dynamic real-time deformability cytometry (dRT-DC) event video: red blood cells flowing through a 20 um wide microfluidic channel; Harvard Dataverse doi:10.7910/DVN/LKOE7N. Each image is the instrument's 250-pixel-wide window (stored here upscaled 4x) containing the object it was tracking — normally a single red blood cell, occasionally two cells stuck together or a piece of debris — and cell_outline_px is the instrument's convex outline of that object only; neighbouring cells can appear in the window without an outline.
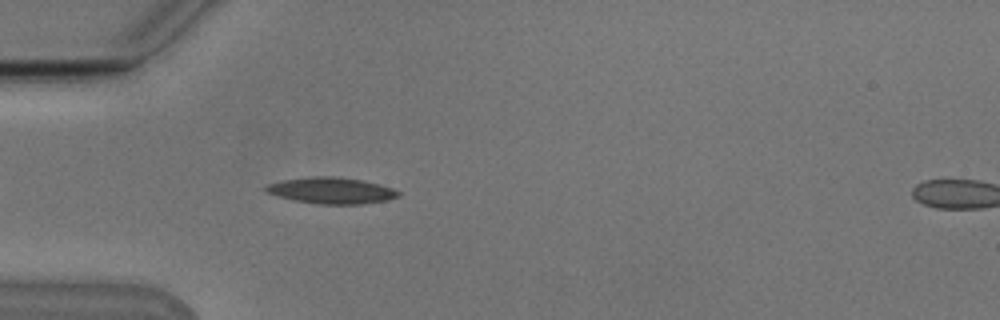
{"species": "Egyptian fruit bat (a non-hibernating species)", "species_latin": "Rousettus aegyptiacus", "temperature_condition": "cold", "stored_images_in_passage": 44, "camera_frame_rate_fps": 3000, "um_per_image_px": 0.085, "animal": {"sex": "male"}, "frame": {"image": 1, "passage_image": 6, "time_ms": 1.667, "image_size_px": [1000, 320], "cell_outline_px": [[400, 196], [388, 200], [360, 204], [320, 204], [292, 200], [276, 196], [268, 192], [264, 188], [268, 184], [284, 180], [312, 176], [336, 176], [360, 180], [392, 188], [400, 192]], "centroid_in_image_um": [28.16, 16.2], "position_along_channel_um": 56.8, "area_um2": 20.11}}
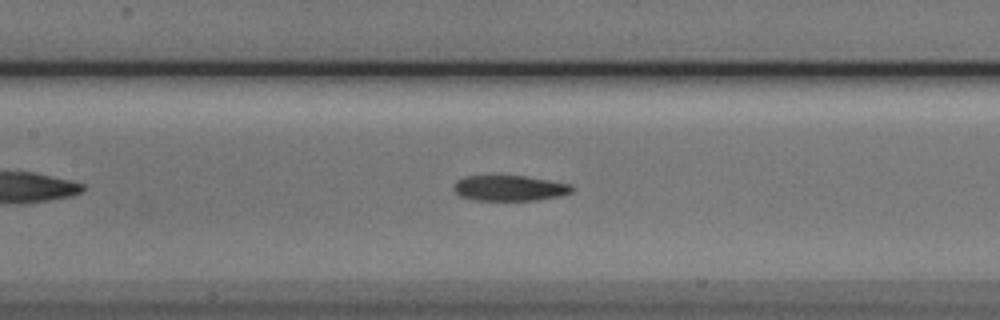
{"frame": {"image": 2, "passage_image": 15, "time_ms": 4.667, "image_size_px": [1000, 320], "cell_outline_px": [[576, 188], [572, 192], [560, 196], [536, 200], [476, 200], [460, 196], [452, 188], [456, 180], [464, 176], [524, 176], [552, 180], [572, 184]], "centroid_in_image_um": [43.35, 15.98], "position_along_channel_um": 164.0, "area_um2": 17.74}}
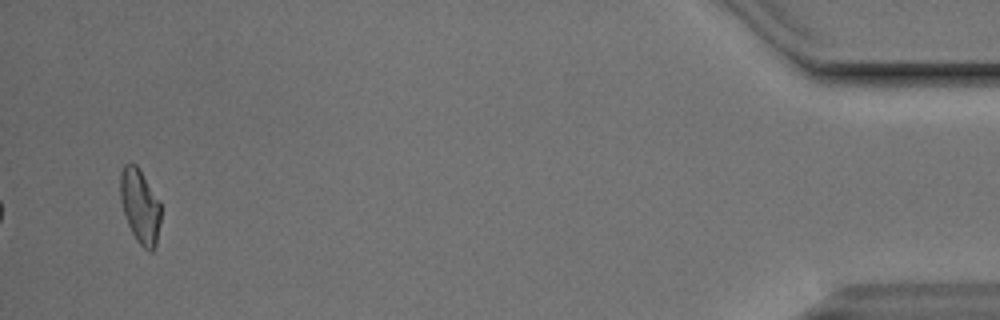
{"frame": {"image": 3, "passage_image": 42, "time_ms": 13.667, "image_size_px": [1000, 320], "cell_outline_px": [[160, 224], [156, 244], [152, 252], [148, 252], [136, 240], [128, 224], [120, 200], [120, 172], [124, 164], [136, 164], [160, 200]], "centroid_in_image_um": [11.91, 17.53], "position_along_channel_um": 423.3, "area_um2": 17.57}, "authors_computed_cell_mechanics": {"area_um2": 18.2937, "velocity_mm_per_s": 3.7935, "shape_relaxation_time_tau1_ms": 5.4497, "shape_relaxation_time_tau2_ms": null, "deformation_change_tau1": 0.1793, "deformation_change_tau2": null}}